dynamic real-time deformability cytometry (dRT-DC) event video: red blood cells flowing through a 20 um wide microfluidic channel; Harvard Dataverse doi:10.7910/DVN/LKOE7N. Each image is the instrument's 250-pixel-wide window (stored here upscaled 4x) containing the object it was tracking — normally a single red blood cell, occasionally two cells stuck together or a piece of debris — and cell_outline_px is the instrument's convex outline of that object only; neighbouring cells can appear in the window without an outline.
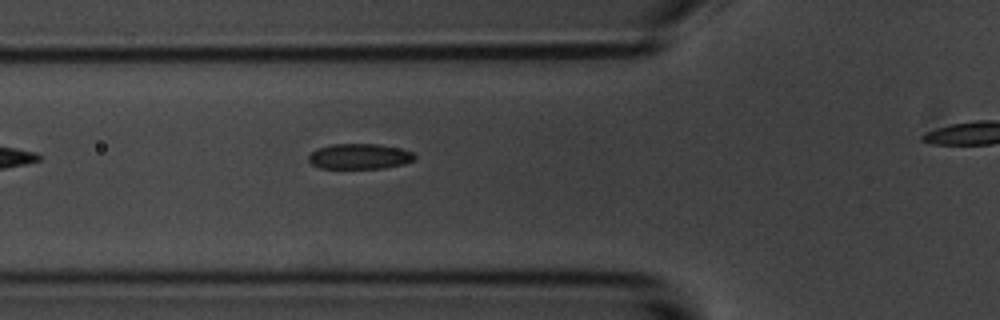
{"species": "common noctule bat (a hibernating species)", "species_latin": "Nyctalus noctula", "temperature_condition": "room temperature", "stored_images_in_passage": 16, "camera_frame_rate_fps": 3000, "um_per_image_px": 0.085, "animal": {"sex": "male", "body_mass_g": 20.1, "forearm_length_mm": 53.5}, "frame": {"image": 1, "passage_image": 3, "time_ms": 0.667, "image_size_px": [1000, 320], "cell_outline_px": [[416, 156], [412, 160], [404, 164], [384, 168], [320, 168], [312, 164], [308, 160], [308, 156], [316, 148], [332, 144], [376, 144], [400, 148], [412, 152]], "centroid_in_image_um": [30.54, 13.29], "position_along_channel_um": 95.3, "area_um2": 15.66}}
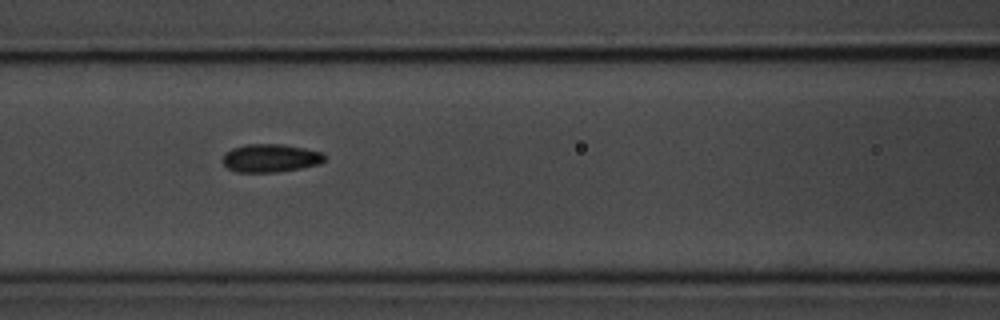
{"frame": {"image": 2, "passage_image": 7, "time_ms": 2.0, "image_size_px": [1000, 320], "cell_outline_px": [[324, 160], [320, 164], [300, 168], [276, 172], [236, 172], [228, 168], [220, 160], [224, 152], [232, 148], [244, 144], [280, 144], [304, 148], [324, 152]], "centroid_in_image_um": [22.95, 13.43], "position_along_channel_um": 143.7, "area_um2": 16.88}}
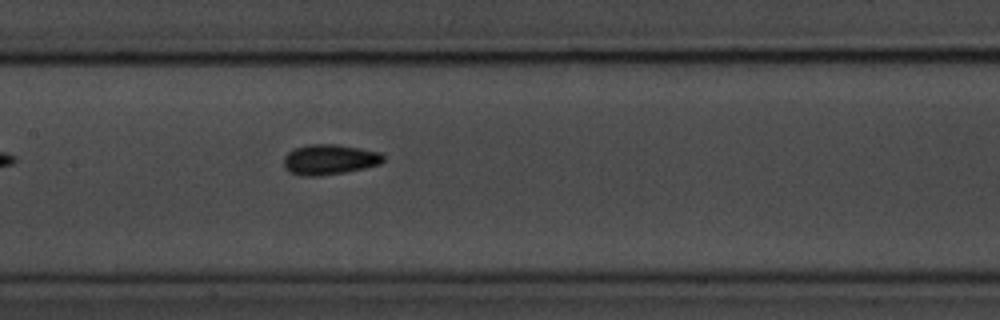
{"frame": {"image": 3, "passage_image": 10, "time_ms": 3.0, "image_size_px": [1000, 320], "cell_outline_px": [[384, 160], [380, 164], [364, 168], [344, 172], [320, 176], [300, 176], [288, 172], [284, 168], [284, 156], [288, 152], [296, 148], [308, 144], [336, 144], [360, 148], [380, 152], [384, 156]], "centroid_in_image_um": [27.98, 13.56], "position_along_channel_um": 179.4, "area_um2": 17.69}}